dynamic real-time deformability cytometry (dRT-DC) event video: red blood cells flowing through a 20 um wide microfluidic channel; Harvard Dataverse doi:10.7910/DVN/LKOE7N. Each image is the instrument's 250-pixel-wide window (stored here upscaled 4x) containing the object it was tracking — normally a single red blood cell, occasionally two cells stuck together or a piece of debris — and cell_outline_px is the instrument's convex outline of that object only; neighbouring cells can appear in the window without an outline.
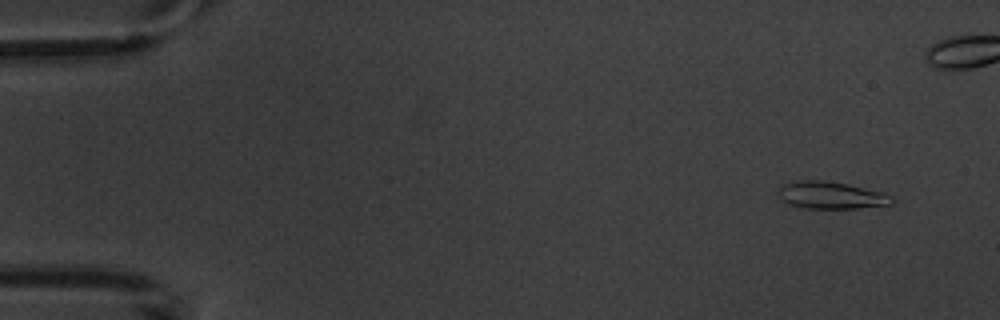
{"species": "common noctule bat (a hibernating species)", "species_latin": "Nyctalus noctula", "temperature_condition": "warm", "stored_images_in_passage": 9, "segment_of_instrument_passage": [1, 2], "camera_frame_rate_fps": 3000, "um_per_image_px": 0.085, "animal": {"sex": "male", "body_mass_g": 20.1, "forearm_length_mm": 53.5}, "frame": {"image": 1, "passage_image": 2, "time_ms": 1.0, "image_size_px": [1000, 320], "cell_outline_px": [[892, 204], [856, 208], [804, 208], [788, 204], [780, 196], [780, 184], [800, 180], [824, 180], [844, 184], [880, 192], [892, 196]], "centroid_in_image_um": [70.59, 16.6], "position_along_channel_um": 14.4, "area_um2": 17.57}}
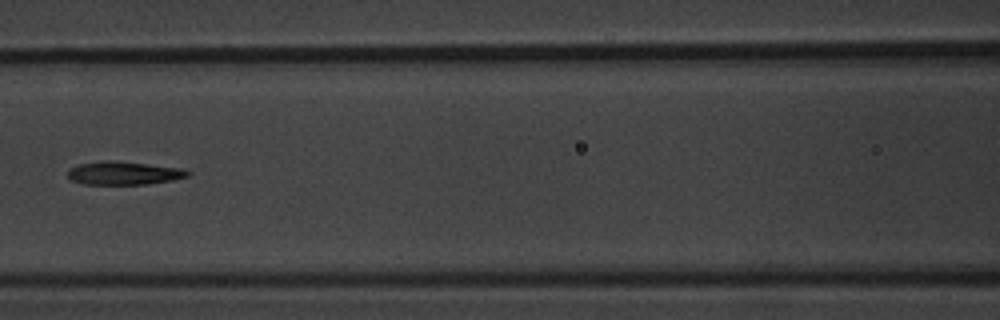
{"frame": {"image": 2, "passage_image": 8, "time_ms": 8.0, "image_size_px": [1000, 320], "cell_outline_px": [[192, 172], [188, 176], [172, 180], [148, 184], [84, 184], [72, 180], [68, 176], [68, 168], [80, 164], [104, 160], [112, 160], [148, 164], [180, 168]], "centroid_in_image_um": [10.51, 14.71], "position_along_channel_um": 156.1, "area_um2": 16.18}}